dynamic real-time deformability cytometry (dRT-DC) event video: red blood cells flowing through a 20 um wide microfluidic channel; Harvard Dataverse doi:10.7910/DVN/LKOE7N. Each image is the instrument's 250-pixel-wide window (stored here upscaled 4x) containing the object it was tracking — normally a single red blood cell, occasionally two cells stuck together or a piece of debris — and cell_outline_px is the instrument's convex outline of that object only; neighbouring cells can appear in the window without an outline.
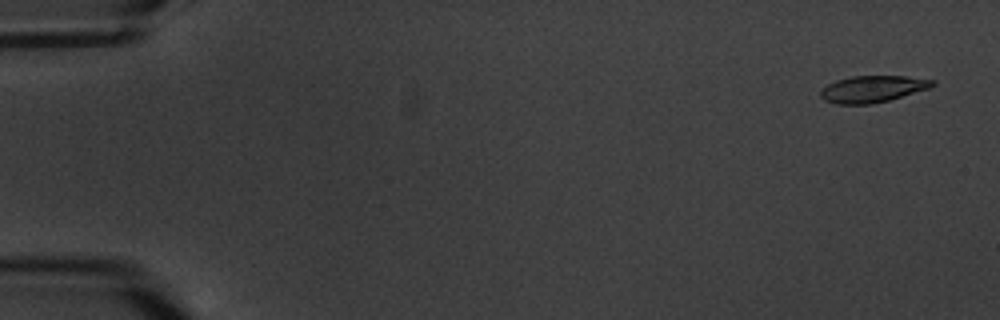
{"species": "common noctule bat (a hibernating species)", "species_latin": "Nyctalus noctula", "temperature_condition": "warm", "stored_images_in_passage": 6, "camera_frame_rate_fps": 3000, "um_per_image_px": 0.085, "animal": {"sex": "male", "body_mass_g": 20.1, "forearm_length_mm": 53.5}, "frame": {"image": 1, "passage_image": 1, "time_ms": 0.0, "image_size_px": [1000, 320], "cell_outline_px": [[936, 84], [928, 88], [888, 100], [872, 104], [836, 104], [824, 100], [820, 96], [820, 92], [828, 84], [836, 80], [852, 76], [904, 76], [936, 80]], "centroid_in_image_um": [74.15, 7.56], "position_along_channel_um": 10.8, "area_um2": 17.22}}
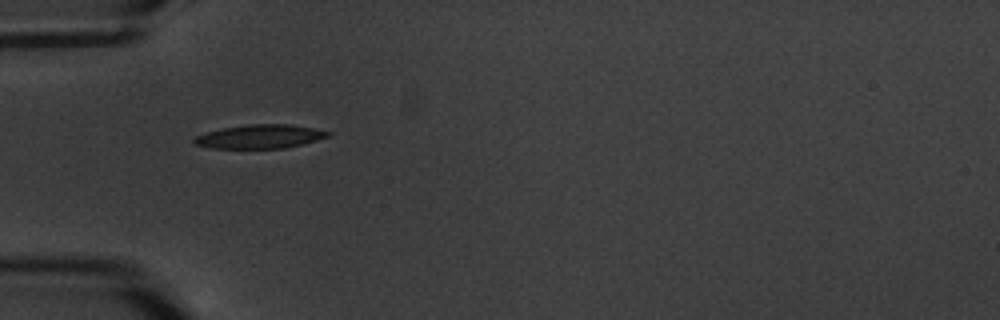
{"frame": {"image": 2, "passage_image": 5, "time_ms": 5.667, "image_size_px": [1000, 320], "cell_outline_px": [[332, 132], [328, 136], [316, 140], [284, 148], [212, 148], [196, 144], [192, 140], [196, 136], [220, 128], [248, 124], [288, 124], [312, 128]], "centroid_in_image_um": [22.07, 11.6], "position_along_channel_um": 62.9, "area_um2": 18.26}}